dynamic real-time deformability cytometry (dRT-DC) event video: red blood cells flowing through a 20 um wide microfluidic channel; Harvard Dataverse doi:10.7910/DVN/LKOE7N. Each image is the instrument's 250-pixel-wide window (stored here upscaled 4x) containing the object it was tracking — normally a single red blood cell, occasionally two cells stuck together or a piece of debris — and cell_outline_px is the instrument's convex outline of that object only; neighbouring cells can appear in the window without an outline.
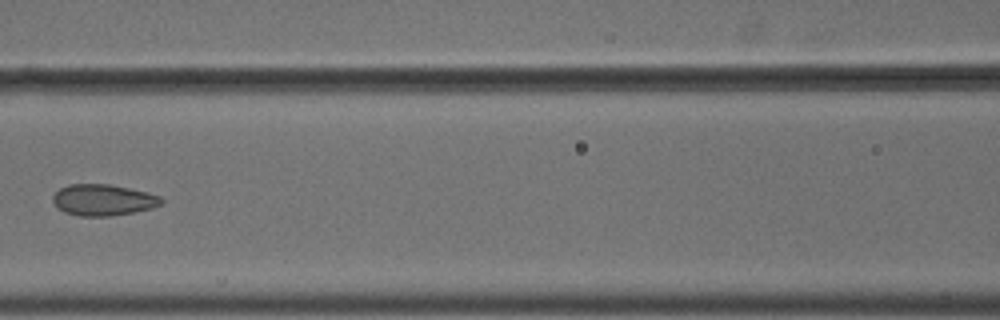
{"species": "common noctule bat (a hibernating species)", "species_latin": "Nyctalus noctula", "temperature_condition": "cold", "stored_images_in_passage": 8, "camera_frame_rate_fps": 3000, "um_per_image_px": 0.085, "animal": {"sex": "male", "body_mass_g": 18.8}, "frame": {"image": 1, "passage_image": 7, "time_ms": 2.0, "image_size_px": [1000, 320], "cell_outline_px": [[164, 200], [160, 204], [152, 208], [112, 216], [80, 216], [64, 212], [56, 208], [52, 200], [52, 196], [60, 188], [68, 184], [108, 184], [148, 192], [160, 196]], "centroid_in_image_um": [8.73, 17.0], "position_along_channel_um": 157.9, "area_um2": 19.83}}
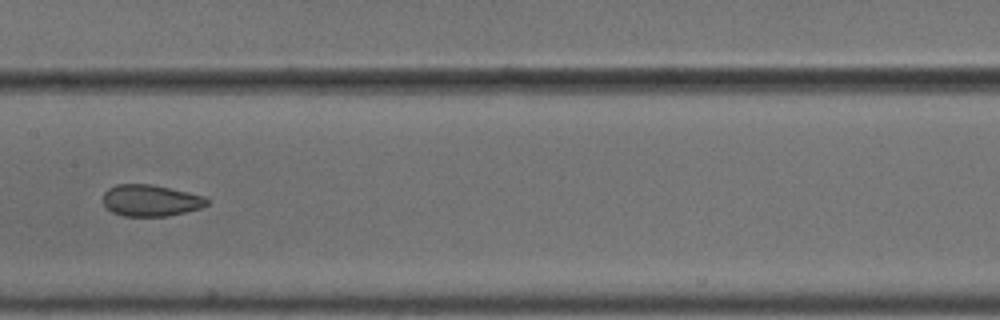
{"frame": {"image": 2, "passage_image": 8, "time_ms": 2.333, "image_size_px": [1000, 320], "cell_outline_px": [[208, 204], [200, 208], [168, 216], [120, 216], [112, 212], [104, 204], [104, 192], [108, 188], [116, 184], [152, 184], [188, 192], [204, 196], [208, 200]], "centroid_in_image_um": [12.79, 17.04], "position_along_channel_um": 194.6, "area_um2": 19.07}}